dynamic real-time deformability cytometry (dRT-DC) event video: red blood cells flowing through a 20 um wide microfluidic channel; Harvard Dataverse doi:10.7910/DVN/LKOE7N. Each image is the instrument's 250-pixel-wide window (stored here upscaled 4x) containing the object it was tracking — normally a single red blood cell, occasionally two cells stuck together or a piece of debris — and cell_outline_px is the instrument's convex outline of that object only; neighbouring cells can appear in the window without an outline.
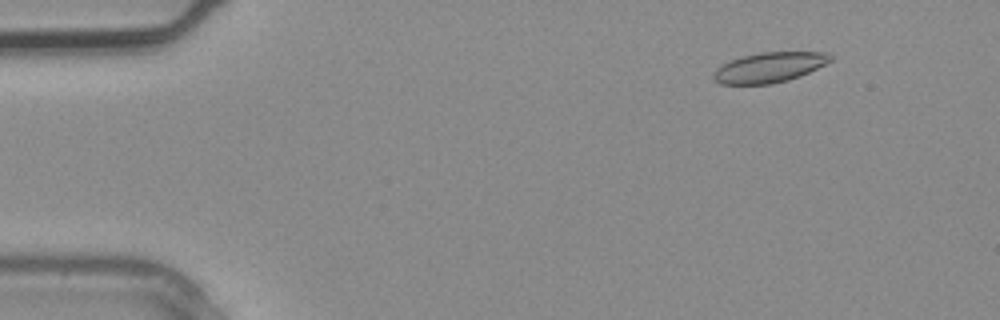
{"species": "common noctule bat (a hibernating species)", "species_latin": "Nyctalus noctula", "temperature_condition": "warm", "stored_images_in_passage": 3, "camera_frame_rate_fps": 3000, "um_per_image_px": 0.085, "animal": {"sex": "male", "body_mass_g": 20.4}, "frame": {"image": 1, "passage_image": 1, "time_ms": 0.0, "image_size_px": [1000, 320], "cell_outline_px": [[832, 60], [800, 76], [788, 80], [772, 84], [720, 84], [712, 76], [716, 68], [732, 60], [744, 56], [760, 52], [832, 52]], "centroid_in_image_um": [65.42, 5.72], "position_along_channel_um": 19.6, "area_um2": 20.35}}
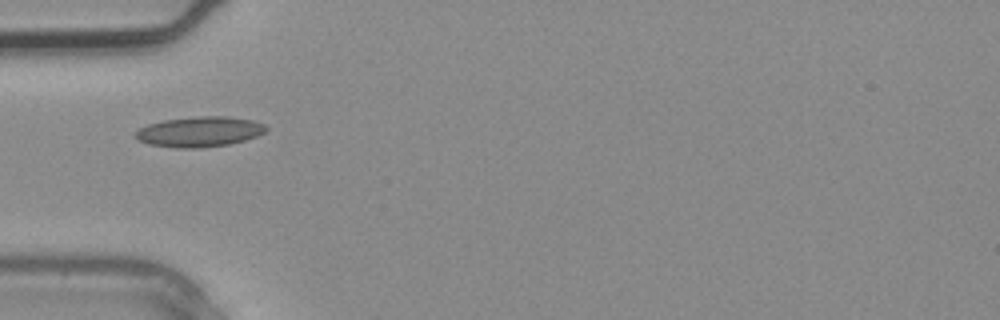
{"frame": {"image": 2, "passage_image": 3, "time_ms": 0.667, "image_size_px": [1000, 320], "cell_outline_px": [[268, 128], [264, 132], [256, 136], [244, 140], [228, 144], [200, 148], [176, 148], [148, 144], [140, 140], [136, 136], [136, 132], [140, 128], [148, 124], [164, 120], [200, 116], [224, 116], [252, 120], [264, 124]], "centroid_in_image_um": [16.96, 11.2], "position_along_channel_um": 68.0, "area_um2": 22.77}}